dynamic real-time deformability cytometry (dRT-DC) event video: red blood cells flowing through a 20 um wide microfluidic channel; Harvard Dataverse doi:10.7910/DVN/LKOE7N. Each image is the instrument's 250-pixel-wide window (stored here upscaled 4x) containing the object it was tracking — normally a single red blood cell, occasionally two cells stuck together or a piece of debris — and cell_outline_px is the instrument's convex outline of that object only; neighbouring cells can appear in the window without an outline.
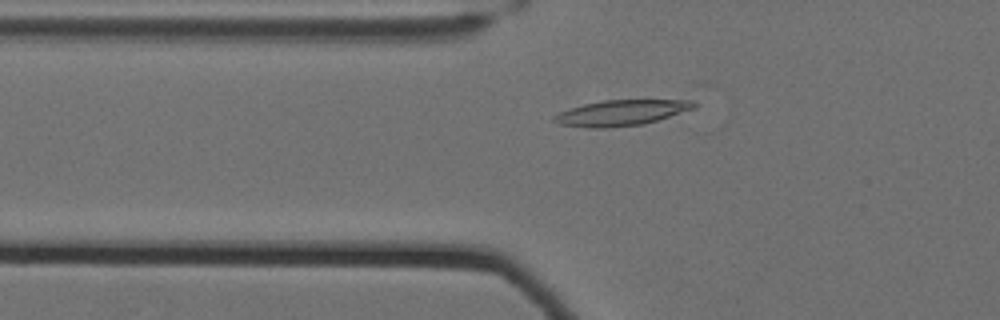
{"species": "Egyptian fruit bat (a non-hibernating species)", "species_latin": "Rousettus aegyptiacus", "temperature_condition": "cold", "stored_images_in_passage": 44, "camera_frame_rate_fps": 3000, "um_per_image_px": 0.085, "animal": {"sex": "female"}, "frame": {"image": 1, "passage_image": 7, "time_ms": 2.0, "image_size_px": [1000, 320], "cell_outline_px": [[700, 104], [696, 108], [644, 124], [608, 128], [588, 128], [560, 124], [552, 120], [552, 116], [568, 108], [584, 104], [604, 100], [692, 100]], "centroid_in_image_um": [52.82, 9.59], "position_along_channel_um": 73.0, "area_um2": 21.04}}
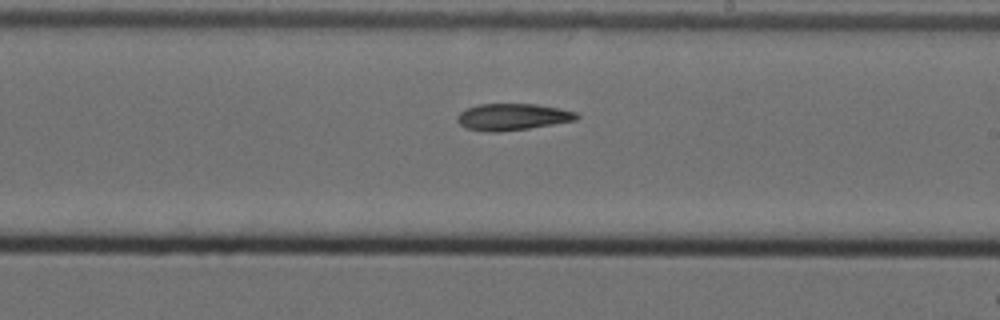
{"frame": {"image": 2, "passage_image": 22, "time_ms": 7.0, "image_size_px": [1000, 320], "cell_outline_px": [[580, 116], [576, 120], [528, 128], [496, 132], [484, 132], [464, 128], [456, 120], [456, 116], [460, 112], [468, 108], [480, 104], [536, 104], [576, 112]], "centroid_in_image_um": [43.51, 9.94], "position_along_channel_um": 245.5, "area_um2": 18.44}}
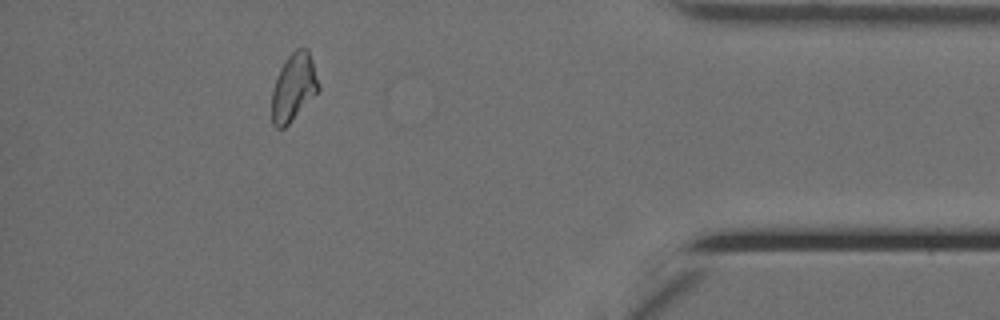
{"frame": {"image": 3, "passage_image": 39, "time_ms": 12.667, "image_size_px": [1000, 320], "cell_outline_px": [[320, 92], [284, 128], [276, 128], [272, 124], [272, 88], [280, 68], [284, 60], [296, 48], [308, 48], [320, 84]], "centroid_in_image_um": [24.98, 7.42], "position_along_channel_um": 410.2, "area_um2": 18.73}}